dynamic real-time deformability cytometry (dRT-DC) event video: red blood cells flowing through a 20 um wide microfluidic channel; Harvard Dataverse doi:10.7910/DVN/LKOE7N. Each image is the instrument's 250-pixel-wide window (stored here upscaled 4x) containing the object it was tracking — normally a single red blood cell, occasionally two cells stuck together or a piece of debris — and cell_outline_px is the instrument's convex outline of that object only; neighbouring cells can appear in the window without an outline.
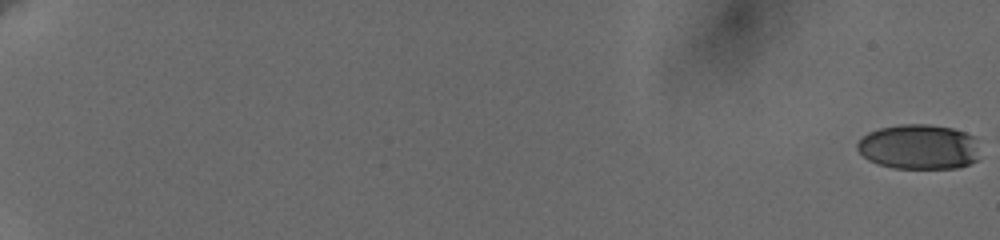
{"species": "human", "species_latin": "Homo sapiens", "temperature_condition": "cold", "stored_images_in_passage": 50, "camera_frame_rate_fps": 3000, "um_per_image_px": 0.085, "donor": {"sex": "female"}, "frame": {"image": 1, "passage_image": 1, "time_ms": 0.0, "image_size_px": [1000, 240], "cell_outline_px": [[980, 160], [956, 168], [892, 168], [868, 160], [856, 148], [856, 144], [868, 132], [880, 128], [900, 124], [928, 124], [952, 128], [976, 136]], "centroid_in_image_um": [78.15, 12.48], "position_along_channel_um": 6.9, "area_um2": 32.37}}
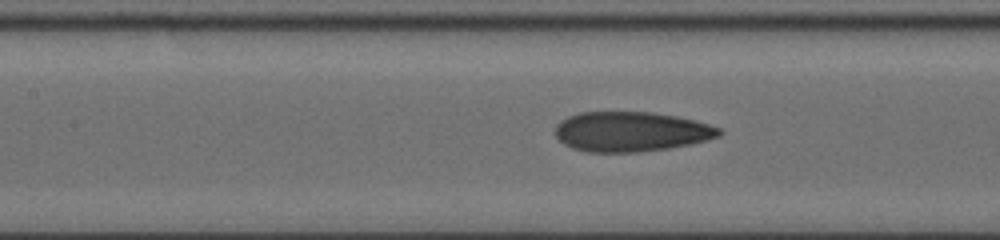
{"frame": {"image": 2, "passage_image": 27, "time_ms": 10.667, "image_size_px": [1000, 240], "cell_outline_px": [[724, 132], [720, 136], [688, 144], [668, 148], [636, 152], [588, 152], [572, 148], [564, 144], [556, 136], [556, 124], [568, 116], [580, 112], [652, 112], [676, 116], [708, 124], [720, 128]], "centroid_in_image_um": [53.62, 11.18], "position_along_channel_um": 153.8, "area_um2": 37.86}}
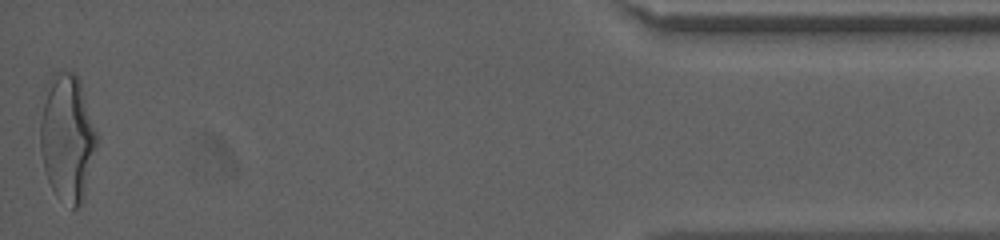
{"frame": {"image": 3, "passage_image": 50, "time_ms": 20.0, "image_size_px": [1000, 240], "cell_outline_px": [[100, 136], [84, 200], [76, 208], [72, 208], [56, 196], [48, 180], [44, 168], [40, 148], [40, 120], [44, 84], [52, 72], [76, 72], [80, 80]], "centroid_in_image_um": [5.74, 11.66], "position_along_channel_um": 429.5, "area_um2": 43.29}, "authors_computed_cell_mechanics": {"area_um2": 37.1076, "velocity_mm_per_s": 3.667, "shape_relaxation_time_tau1_ms": 5.894, "shape_relaxation_time_tau2_ms": 1.231, "deformation_change_tau1": 0.194, "deformation_change_tau2": 0.0906}}